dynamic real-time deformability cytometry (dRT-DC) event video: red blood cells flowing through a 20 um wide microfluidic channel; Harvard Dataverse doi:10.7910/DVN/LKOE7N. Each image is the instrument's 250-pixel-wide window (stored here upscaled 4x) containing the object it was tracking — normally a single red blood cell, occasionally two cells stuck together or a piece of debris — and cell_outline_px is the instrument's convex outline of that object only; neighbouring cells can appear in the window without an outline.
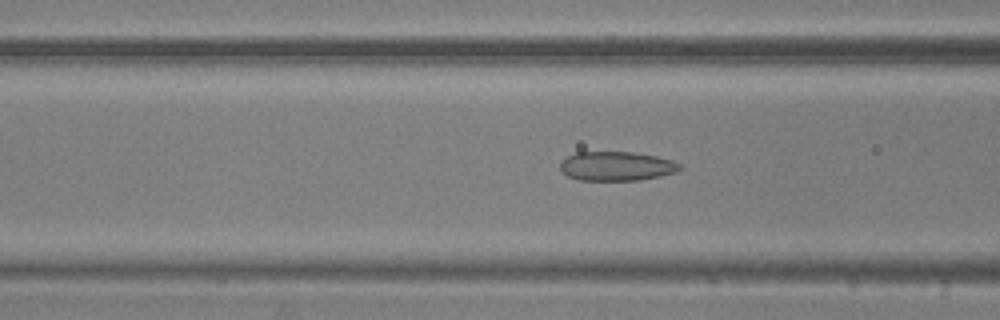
{"species": "common noctule bat (a hibernating species)", "species_latin": "Nyctalus noctula", "temperature_condition": "warm", "stored_images_in_passage": 44, "camera_frame_rate_fps": 3000, "um_per_image_px": 0.085, "animal": {"sex": "male", "body_mass_g": 20.5, "forearm_length_mm": 52.5}, "frame": {"image": 1, "passage_image": 20, "time_ms": 6.333, "image_size_px": [1000, 320], "cell_outline_px": [[684, 168], [676, 172], [660, 176], [640, 180], [580, 180], [568, 176], [560, 168], [560, 160], [576, 152], [632, 152], [656, 156], [672, 160], [680, 164]], "centroid_in_image_um": [52.42, 14.12], "position_along_channel_um": 114.2, "area_um2": 20.4}}
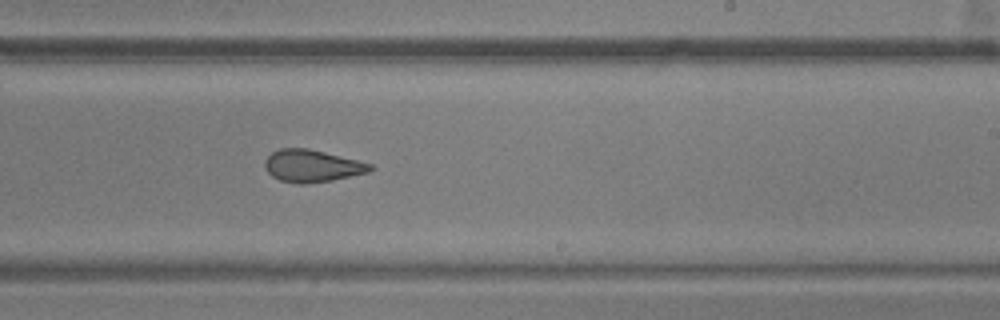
{"frame": {"image": 2, "passage_image": 32, "time_ms": 10.333, "image_size_px": [1000, 320], "cell_outline_px": [[376, 168], [368, 172], [332, 180], [304, 184], [300, 184], [280, 180], [272, 176], [268, 172], [264, 164], [264, 160], [272, 152], [280, 148], [308, 148], [372, 164]], "centroid_in_image_um": [26.51, 14.1], "position_along_channel_um": 262.5, "area_um2": 19.65}}
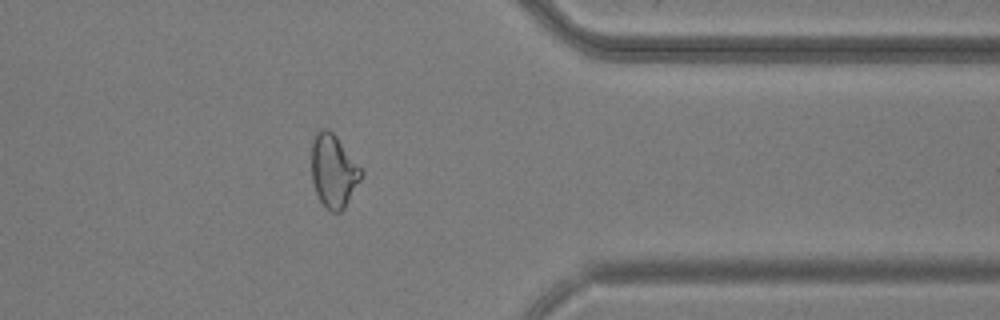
{"frame": {"image": 3, "passage_image": 43, "time_ms": 14.0, "image_size_px": [1000, 320], "cell_outline_px": [[364, 172], [360, 180], [344, 208], [340, 212], [332, 212], [320, 200], [316, 192], [312, 180], [312, 140], [316, 132], [320, 128], [328, 128], [336, 136], [364, 168]], "centroid_in_image_um": [28.37, 14.48], "position_along_channel_um": 383.0, "area_um2": 21.27}}